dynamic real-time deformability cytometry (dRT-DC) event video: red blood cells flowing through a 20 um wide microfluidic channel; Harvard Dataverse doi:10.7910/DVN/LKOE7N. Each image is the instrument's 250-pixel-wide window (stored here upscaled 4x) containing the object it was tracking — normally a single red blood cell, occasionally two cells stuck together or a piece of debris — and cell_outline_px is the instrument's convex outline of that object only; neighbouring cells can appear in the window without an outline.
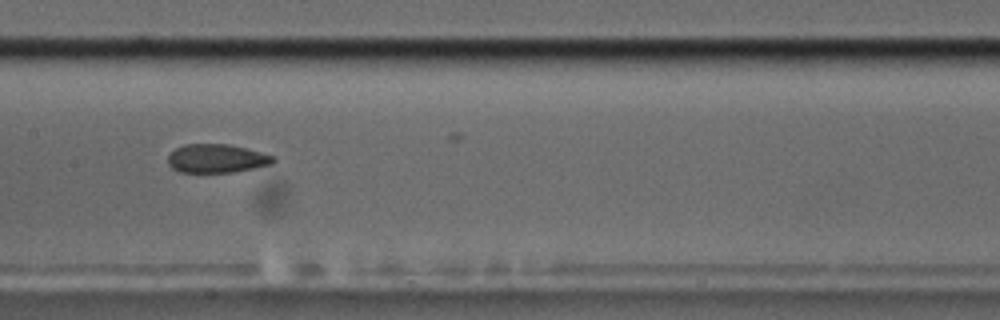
{"species": "common noctule bat (a hibernating species)", "species_latin": "Nyctalus noctula", "temperature_condition": "cold", "stored_images_in_passage": 8, "camera_frame_rate_fps": 3000, "um_per_image_px": 0.085, "animal": {"sex": "male", "body_mass_g": 17.5, "forearm_length_mm": 52.3}, "frame": {"image": 1, "passage_image": 6, "time_ms": 5.667, "image_size_px": [1000, 320], "cell_outline_px": [[276, 160], [272, 164], [232, 172], [180, 172], [172, 168], [168, 164], [168, 156], [176, 148], [184, 144], [228, 144], [276, 156]], "centroid_in_image_um": [18.41, 13.47], "position_along_channel_um": 189.0, "area_um2": 17.46}}
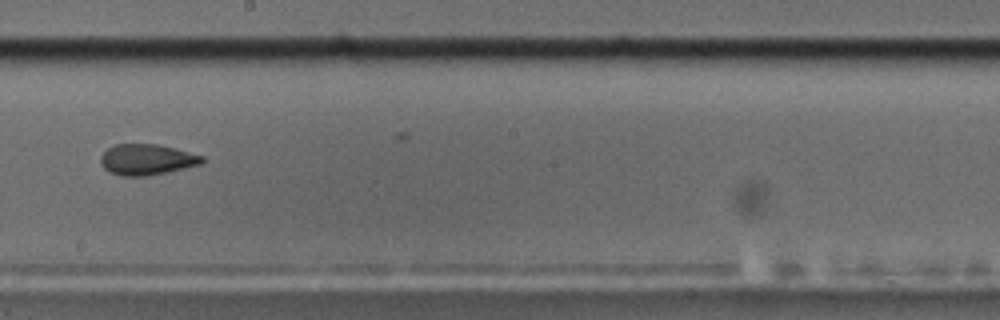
{"frame": {"image": 2, "passage_image": 7, "time_ms": 7.0, "image_size_px": [1000, 320], "cell_outline_px": [[204, 160], [200, 164], [168, 172], [144, 176], [124, 176], [108, 172], [100, 164], [100, 156], [108, 148], [116, 144], [156, 144], [204, 156]], "centroid_in_image_um": [12.43, 13.57], "position_along_channel_um": 235.8, "area_um2": 18.09}}